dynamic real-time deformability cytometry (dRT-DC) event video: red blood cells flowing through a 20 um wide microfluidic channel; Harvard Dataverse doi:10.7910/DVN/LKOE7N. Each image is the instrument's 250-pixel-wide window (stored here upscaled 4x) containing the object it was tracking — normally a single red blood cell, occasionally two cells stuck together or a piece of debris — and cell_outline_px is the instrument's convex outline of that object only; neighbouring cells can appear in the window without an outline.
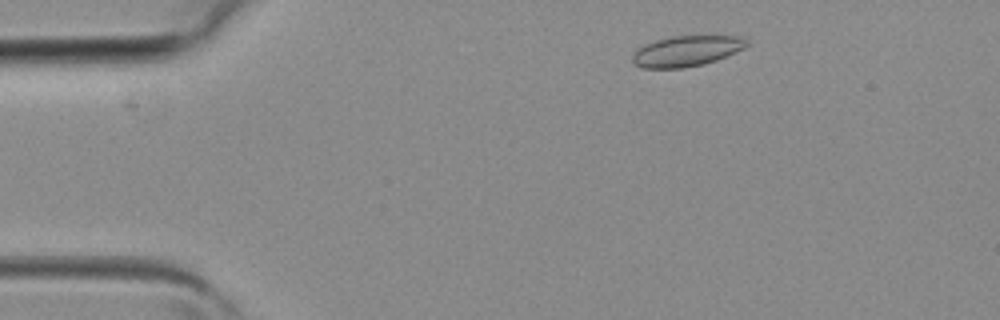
{"species": "common noctule bat (a hibernating species)", "species_latin": "Nyctalus noctula", "temperature_condition": "room temperature", "stored_images_in_passage": 2, "camera_frame_rate_fps": 3000, "um_per_image_px": 0.085, "animal": {"sex": "female", "body_mass_g": 19.3, "forearm_length_mm": 54.1}, "frame": {"image": 1, "passage_image": 1, "time_ms": 0.0, "image_size_px": [1000, 320], "cell_outline_px": [[748, 44], [744, 48], [716, 60], [704, 64], [684, 68], [640, 68], [632, 64], [632, 56], [644, 44], [656, 40], [672, 36], [740, 36], [748, 40]], "centroid_in_image_um": [58.33, 4.35], "position_along_channel_um": 26.7, "area_um2": 20.35}}